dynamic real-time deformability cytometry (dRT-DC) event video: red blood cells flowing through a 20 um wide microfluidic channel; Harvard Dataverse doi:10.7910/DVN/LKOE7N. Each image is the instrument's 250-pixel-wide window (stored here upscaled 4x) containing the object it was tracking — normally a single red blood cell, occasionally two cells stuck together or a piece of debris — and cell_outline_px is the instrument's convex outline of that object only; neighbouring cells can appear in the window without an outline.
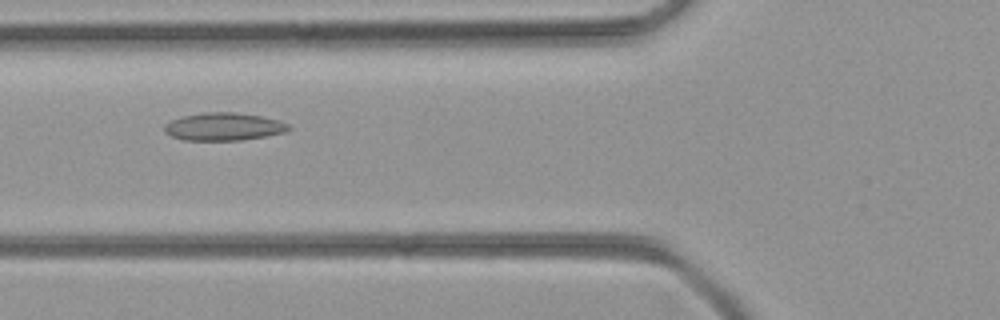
{"species": "common noctule bat (a hibernating species)", "species_latin": "Nyctalus noctula", "temperature_condition": "room temperature", "stored_images_in_passage": 47, "camera_frame_rate_fps": 3000, "um_per_image_px": 0.085, "animal": {"sex": "female", "body_mass_g": 21.9}, "frame": {"image": 1, "passage_image": 18, "time_ms": 5.667, "image_size_px": [1000, 320], "cell_outline_px": [[292, 128], [284, 132], [264, 136], [240, 140], [184, 140], [172, 136], [164, 132], [164, 124], [172, 120], [184, 116], [204, 112], [236, 112], [260, 116], [280, 120], [288, 124]], "centroid_in_image_um": [19.01, 10.76], "position_along_channel_um": 106.8, "area_um2": 20.0}}
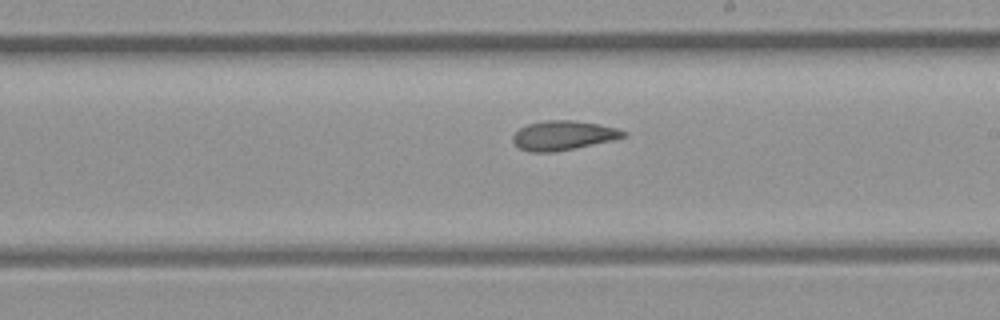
{"frame": {"image": 2, "passage_image": 27, "time_ms": 8.667, "image_size_px": [1000, 320], "cell_outline_px": [[628, 136], [612, 140], [552, 152], [528, 152], [520, 148], [512, 140], [512, 136], [520, 128], [528, 124], [544, 120], [572, 120], [596, 124], [616, 128], [628, 132]], "centroid_in_image_um": [47.86, 11.5], "position_along_channel_um": 241.1, "area_um2": 18.67}}
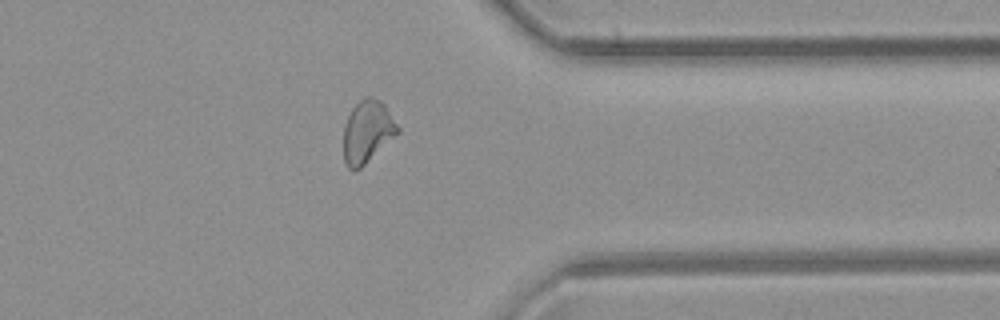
{"frame": {"image": 3, "passage_image": 37, "time_ms": 12.0, "image_size_px": [1000, 320], "cell_outline_px": [[400, 132], [360, 168], [352, 172], [344, 164], [344, 124], [352, 108], [364, 96], [372, 96], [380, 100], [384, 104], [400, 128]], "centroid_in_image_um": [31.22, 11.19], "position_along_channel_um": 380.2, "area_um2": 19.77}}